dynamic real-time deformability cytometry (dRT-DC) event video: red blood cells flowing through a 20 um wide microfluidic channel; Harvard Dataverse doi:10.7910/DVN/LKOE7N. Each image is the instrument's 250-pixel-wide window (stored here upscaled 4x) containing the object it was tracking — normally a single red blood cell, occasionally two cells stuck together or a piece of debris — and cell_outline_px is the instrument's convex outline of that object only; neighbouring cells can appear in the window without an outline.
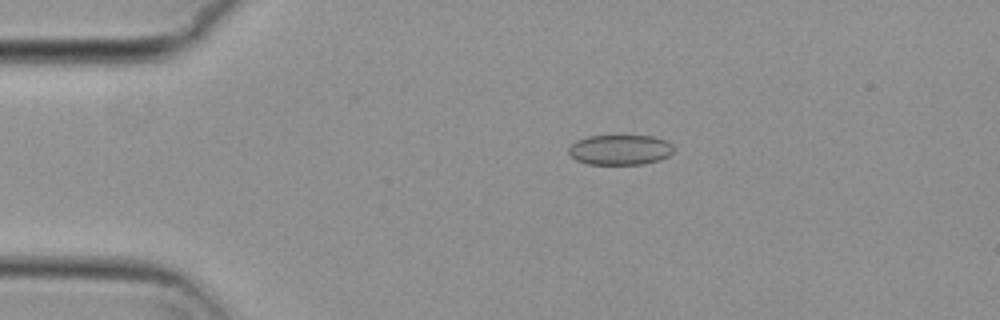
{"species": "common noctule bat (a hibernating species)", "species_latin": "Nyctalus noctula", "temperature_condition": "cold", "stored_images_in_passage": 22, "camera_frame_rate_fps": 3000, "um_per_image_px": 0.085, "animal": {"sex": "female", "body_mass_g": 29.2, "forearm_length_mm": 56.3}, "frame": {"image": 1, "passage_image": 4, "time_ms": 1.0, "image_size_px": [1000, 320], "cell_outline_px": [[676, 148], [668, 156], [660, 160], [644, 164], [588, 164], [576, 160], [568, 152], [568, 148], [576, 140], [588, 136], [652, 136], [668, 140]], "centroid_in_image_um": [52.74, 12.73], "position_along_channel_um": 32.3, "area_um2": 18.61}}
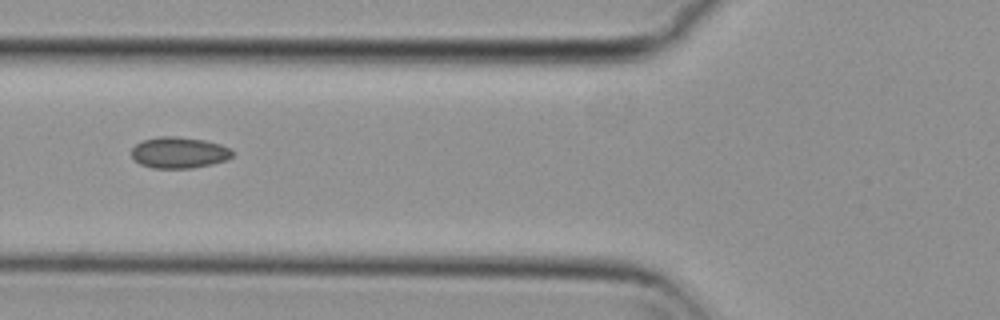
{"frame": {"image": 2, "passage_image": 14, "time_ms": 4.333, "image_size_px": [1000, 320], "cell_outline_px": [[236, 152], [228, 160], [212, 164], [192, 168], [152, 168], [140, 164], [132, 156], [132, 148], [136, 144], [144, 140], [160, 136], [176, 136], [204, 140], [220, 144], [232, 148]], "centroid_in_image_um": [15.28, 12.97], "position_along_channel_um": 110.5, "area_um2": 18.5}}
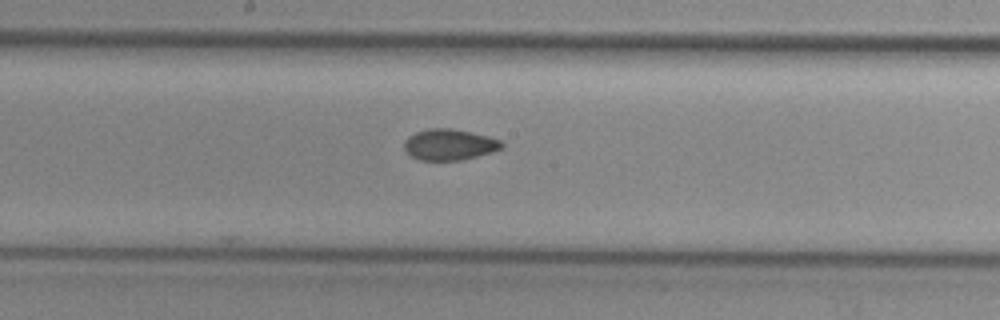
{"frame": {"image": 3, "passage_image": 22, "time_ms": 7.0, "image_size_px": [1000, 320], "cell_outline_px": [[504, 148], [492, 152], [460, 160], [420, 160], [412, 156], [404, 148], [404, 140], [408, 136], [416, 132], [428, 128], [452, 128], [488, 136], [500, 140], [504, 144]], "centroid_in_image_um": [38.2, 12.28], "position_along_channel_um": 210.0, "area_um2": 17.63}}